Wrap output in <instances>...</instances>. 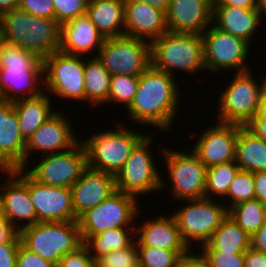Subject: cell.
I'll return each instance as SVG.
<instances>
[{
    "instance_id": "1",
    "label": "cell",
    "mask_w": 266,
    "mask_h": 267,
    "mask_svg": "<svg viewBox=\"0 0 266 267\" xmlns=\"http://www.w3.org/2000/svg\"><path fill=\"white\" fill-rule=\"evenodd\" d=\"M178 83L175 76L150 66L139 76L136 94L126 109L130 121L144 127L152 125L161 132L171 131L175 117L181 113Z\"/></svg>"
},
{
    "instance_id": "2",
    "label": "cell",
    "mask_w": 266,
    "mask_h": 267,
    "mask_svg": "<svg viewBox=\"0 0 266 267\" xmlns=\"http://www.w3.org/2000/svg\"><path fill=\"white\" fill-rule=\"evenodd\" d=\"M1 41L30 51L40 59L60 51L61 24L19 8L0 15Z\"/></svg>"
},
{
    "instance_id": "3",
    "label": "cell",
    "mask_w": 266,
    "mask_h": 267,
    "mask_svg": "<svg viewBox=\"0 0 266 267\" xmlns=\"http://www.w3.org/2000/svg\"><path fill=\"white\" fill-rule=\"evenodd\" d=\"M43 60L0 41V100L14 102L44 93ZM41 87V88H40Z\"/></svg>"
},
{
    "instance_id": "4",
    "label": "cell",
    "mask_w": 266,
    "mask_h": 267,
    "mask_svg": "<svg viewBox=\"0 0 266 267\" xmlns=\"http://www.w3.org/2000/svg\"><path fill=\"white\" fill-rule=\"evenodd\" d=\"M150 46L151 66L157 70L171 76L177 70L184 71L186 75H198L199 71H206L204 40L200 34L167 31L152 40Z\"/></svg>"
},
{
    "instance_id": "5",
    "label": "cell",
    "mask_w": 266,
    "mask_h": 267,
    "mask_svg": "<svg viewBox=\"0 0 266 267\" xmlns=\"http://www.w3.org/2000/svg\"><path fill=\"white\" fill-rule=\"evenodd\" d=\"M119 122L116 128L96 131L85 140H80L86 150L87 166L113 174L124 166L131 151L148 134L136 132Z\"/></svg>"
},
{
    "instance_id": "6",
    "label": "cell",
    "mask_w": 266,
    "mask_h": 267,
    "mask_svg": "<svg viewBox=\"0 0 266 267\" xmlns=\"http://www.w3.org/2000/svg\"><path fill=\"white\" fill-rule=\"evenodd\" d=\"M21 243L55 265L67 253L76 251L83 240L78 220L65 222H37L19 231Z\"/></svg>"
},
{
    "instance_id": "7",
    "label": "cell",
    "mask_w": 266,
    "mask_h": 267,
    "mask_svg": "<svg viewBox=\"0 0 266 267\" xmlns=\"http://www.w3.org/2000/svg\"><path fill=\"white\" fill-rule=\"evenodd\" d=\"M147 134L131 151L124 166L115 175L116 190L139 199L148 192L160 191L167 185L161 175L150 147H153V134Z\"/></svg>"
},
{
    "instance_id": "8",
    "label": "cell",
    "mask_w": 266,
    "mask_h": 267,
    "mask_svg": "<svg viewBox=\"0 0 266 267\" xmlns=\"http://www.w3.org/2000/svg\"><path fill=\"white\" fill-rule=\"evenodd\" d=\"M184 201L187 203L176 208L172 215L185 243L189 248L199 249L228 216V209L222 200L206 197Z\"/></svg>"
},
{
    "instance_id": "9",
    "label": "cell",
    "mask_w": 266,
    "mask_h": 267,
    "mask_svg": "<svg viewBox=\"0 0 266 267\" xmlns=\"http://www.w3.org/2000/svg\"><path fill=\"white\" fill-rule=\"evenodd\" d=\"M235 76L220 92L217 106L218 122L245 126L258 109L259 98L266 87V79L258 83L251 70L235 72Z\"/></svg>"
},
{
    "instance_id": "10",
    "label": "cell",
    "mask_w": 266,
    "mask_h": 267,
    "mask_svg": "<svg viewBox=\"0 0 266 267\" xmlns=\"http://www.w3.org/2000/svg\"><path fill=\"white\" fill-rule=\"evenodd\" d=\"M138 202L136 197L116 190L100 204L88 209L78 218L83 243L109 229L135 227L137 223L134 225L133 221L136 222L134 219L142 212Z\"/></svg>"
},
{
    "instance_id": "11",
    "label": "cell",
    "mask_w": 266,
    "mask_h": 267,
    "mask_svg": "<svg viewBox=\"0 0 266 267\" xmlns=\"http://www.w3.org/2000/svg\"><path fill=\"white\" fill-rule=\"evenodd\" d=\"M84 56L61 51L43 59L44 92L60 99L85 102Z\"/></svg>"
},
{
    "instance_id": "12",
    "label": "cell",
    "mask_w": 266,
    "mask_h": 267,
    "mask_svg": "<svg viewBox=\"0 0 266 267\" xmlns=\"http://www.w3.org/2000/svg\"><path fill=\"white\" fill-rule=\"evenodd\" d=\"M165 148V149H164ZM163 158L168 172V180L172 183L170 193L172 199L187 200L205 197L207 167L190 149V152L164 147ZM185 152V153H184ZM165 154V155H164Z\"/></svg>"
},
{
    "instance_id": "13",
    "label": "cell",
    "mask_w": 266,
    "mask_h": 267,
    "mask_svg": "<svg viewBox=\"0 0 266 267\" xmlns=\"http://www.w3.org/2000/svg\"><path fill=\"white\" fill-rule=\"evenodd\" d=\"M97 58L111 76L139 77L151 66L150 42L125 35L106 38Z\"/></svg>"
},
{
    "instance_id": "14",
    "label": "cell",
    "mask_w": 266,
    "mask_h": 267,
    "mask_svg": "<svg viewBox=\"0 0 266 267\" xmlns=\"http://www.w3.org/2000/svg\"><path fill=\"white\" fill-rule=\"evenodd\" d=\"M204 63L206 72L235 70L237 73L252 70L245 62L251 45L242 38L223 32L211 24L203 33ZM248 65V66H247Z\"/></svg>"
},
{
    "instance_id": "15",
    "label": "cell",
    "mask_w": 266,
    "mask_h": 267,
    "mask_svg": "<svg viewBox=\"0 0 266 267\" xmlns=\"http://www.w3.org/2000/svg\"><path fill=\"white\" fill-rule=\"evenodd\" d=\"M42 161L32 168H23L41 184L71 188L87 167L86 150L79 140L72 148L54 154L43 155Z\"/></svg>"
},
{
    "instance_id": "16",
    "label": "cell",
    "mask_w": 266,
    "mask_h": 267,
    "mask_svg": "<svg viewBox=\"0 0 266 267\" xmlns=\"http://www.w3.org/2000/svg\"><path fill=\"white\" fill-rule=\"evenodd\" d=\"M3 173L6 177L4 175V182L0 184V196L5 220L19 232L38 222L29 195L28 173L23 168L5 170Z\"/></svg>"
},
{
    "instance_id": "17",
    "label": "cell",
    "mask_w": 266,
    "mask_h": 267,
    "mask_svg": "<svg viewBox=\"0 0 266 267\" xmlns=\"http://www.w3.org/2000/svg\"><path fill=\"white\" fill-rule=\"evenodd\" d=\"M61 111H56L48 118L26 142L25 167H29L33 153L54 154L72 148L80 139L73 131L71 120ZM35 151V152H34ZM30 159V160H28Z\"/></svg>"
},
{
    "instance_id": "18",
    "label": "cell",
    "mask_w": 266,
    "mask_h": 267,
    "mask_svg": "<svg viewBox=\"0 0 266 267\" xmlns=\"http://www.w3.org/2000/svg\"><path fill=\"white\" fill-rule=\"evenodd\" d=\"M28 190L38 222L76 221L70 188L44 185L28 174Z\"/></svg>"
},
{
    "instance_id": "19",
    "label": "cell",
    "mask_w": 266,
    "mask_h": 267,
    "mask_svg": "<svg viewBox=\"0 0 266 267\" xmlns=\"http://www.w3.org/2000/svg\"><path fill=\"white\" fill-rule=\"evenodd\" d=\"M203 129L192 151L208 168L235 161L238 124L216 122Z\"/></svg>"
},
{
    "instance_id": "20",
    "label": "cell",
    "mask_w": 266,
    "mask_h": 267,
    "mask_svg": "<svg viewBox=\"0 0 266 267\" xmlns=\"http://www.w3.org/2000/svg\"><path fill=\"white\" fill-rule=\"evenodd\" d=\"M214 0H171L166 12L167 31L200 34L213 23Z\"/></svg>"
},
{
    "instance_id": "21",
    "label": "cell",
    "mask_w": 266,
    "mask_h": 267,
    "mask_svg": "<svg viewBox=\"0 0 266 267\" xmlns=\"http://www.w3.org/2000/svg\"><path fill=\"white\" fill-rule=\"evenodd\" d=\"M70 189L74 213L79 218L116 191L115 176L87 166Z\"/></svg>"
},
{
    "instance_id": "22",
    "label": "cell",
    "mask_w": 266,
    "mask_h": 267,
    "mask_svg": "<svg viewBox=\"0 0 266 267\" xmlns=\"http://www.w3.org/2000/svg\"><path fill=\"white\" fill-rule=\"evenodd\" d=\"M25 148L13 102L0 100V166L4 170L25 168Z\"/></svg>"
},
{
    "instance_id": "23",
    "label": "cell",
    "mask_w": 266,
    "mask_h": 267,
    "mask_svg": "<svg viewBox=\"0 0 266 267\" xmlns=\"http://www.w3.org/2000/svg\"><path fill=\"white\" fill-rule=\"evenodd\" d=\"M167 32L166 13L137 0H125V36L151 42Z\"/></svg>"
},
{
    "instance_id": "24",
    "label": "cell",
    "mask_w": 266,
    "mask_h": 267,
    "mask_svg": "<svg viewBox=\"0 0 266 267\" xmlns=\"http://www.w3.org/2000/svg\"><path fill=\"white\" fill-rule=\"evenodd\" d=\"M104 41L105 38L86 14L61 25V52L89 58L88 54L94 50L97 57Z\"/></svg>"
},
{
    "instance_id": "25",
    "label": "cell",
    "mask_w": 266,
    "mask_h": 267,
    "mask_svg": "<svg viewBox=\"0 0 266 267\" xmlns=\"http://www.w3.org/2000/svg\"><path fill=\"white\" fill-rule=\"evenodd\" d=\"M154 219V220H153ZM135 226L137 246L158 247L165 250H189L177 227L173 215H159L157 218L142 220ZM138 235V236H137Z\"/></svg>"
},
{
    "instance_id": "26",
    "label": "cell",
    "mask_w": 266,
    "mask_h": 267,
    "mask_svg": "<svg viewBox=\"0 0 266 267\" xmlns=\"http://www.w3.org/2000/svg\"><path fill=\"white\" fill-rule=\"evenodd\" d=\"M261 22L258 8L243 9L229 5H213L212 24L223 32L242 38L251 46Z\"/></svg>"
},
{
    "instance_id": "27",
    "label": "cell",
    "mask_w": 266,
    "mask_h": 267,
    "mask_svg": "<svg viewBox=\"0 0 266 267\" xmlns=\"http://www.w3.org/2000/svg\"><path fill=\"white\" fill-rule=\"evenodd\" d=\"M86 15L105 39L125 35V0H90Z\"/></svg>"
},
{
    "instance_id": "28",
    "label": "cell",
    "mask_w": 266,
    "mask_h": 267,
    "mask_svg": "<svg viewBox=\"0 0 266 267\" xmlns=\"http://www.w3.org/2000/svg\"><path fill=\"white\" fill-rule=\"evenodd\" d=\"M52 95L44 92L38 97L19 99L13 102L17 113L20 134L27 142L33 133L57 110L53 106Z\"/></svg>"
},
{
    "instance_id": "29",
    "label": "cell",
    "mask_w": 266,
    "mask_h": 267,
    "mask_svg": "<svg viewBox=\"0 0 266 267\" xmlns=\"http://www.w3.org/2000/svg\"><path fill=\"white\" fill-rule=\"evenodd\" d=\"M235 162L243 171H266V141L246 126L238 125Z\"/></svg>"
},
{
    "instance_id": "30",
    "label": "cell",
    "mask_w": 266,
    "mask_h": 267,
    "mask_svg": "<svg viewBox=\"0 0 266 267\" xmlns=\"http://www.w3.org/2000/svg\"><path fill=\"white\" fill-rule=\"evenodd\" d=\"M250 239L251 236L228 215L214 231L209 241L199 249L201 251L245 253L250 248Z\"/></svg>"
},
{
    "instance_id": "31",
    "label": "cell",
    "mask_w": 266,
    "mask_h": 267,
    "mask_svg": "<svg viewBox=\"0 0 266 267\" xmlns=\"http://www.w3.org/2000/svg\"><path fill=\"white\" fill-rule=\"evenodd\" d=\"M84 78L85 102L92 108L108 104L111 74L94 55L85 59Z\"/></svg>"
},
{
    "instance_id": "32",
    "label": "cell",
    "mask_w": 266,
    "mask_h": 267,
    "mask_svg": "<svg viewBox=\"0 0 266 267\" xmlns=\"http://www.w3.org/2000/svg\"><path fill=\"white\" fill-rule=\"evenodd\" d=\"M135 227H120L100 232L89 237L84 245L88 248L93 260L130 246L135 240Z\"/></svg>"
},
{
    "instance_id": "33",
    "label": "cell",
    "mask_w": 266,
    "mask_h": 267,
    "mask_svg": "<svg viewBox=\"0 0 266 267\" xmlns=\"http://www.w3.org/2000/svg\"><path fill=\"white\" fill-rule=\"evenodd\" d=\"M228 215L251 236L266 221V203L258 199L244 201L231 207Z\"/></svg>"
},
{
    "instance_id": "34",
    "label": "cell",
    "mask_w": 266,
    "mask_h": 267,
    "mask_svg": "<svg viewBox=\"0 0 266 267\" xmlns=\"http://www.w3.org/2000/svg\"><path fill=\"white\" fill-rule=\"evenodd\" d=\"M239 170L235 161L208 167L205 197L218 200L223 197L224 200L229 185Z\"/></svg>"
},
{
    "instance_id": "35",
    "label": "cell",
    "mask_w": 266,
    "mask_h": 267,
    "mask_svg": "<svg viewBox=\"0 0 266 267\" xmlns=\"http://www.w3.org/2000/svg\"><path fill=\"white\" fill-rule=\"evenodd\" d=\"M139 267H177L178 260L188 250H165L158 247L137 246Z\"/></svg>"
},
{
    "instance_id": "36",
    "label": "cell",
    "mask_w": 266,
    "mask_h": 267,
    "mask_svg": "<svg viewBox=\"0 0 266 267\" xmlns=\"http://www.w3.org/2000/svg\"><path fill=\"white\" fill-rule=\"evenodd\" d=\"M224 198L223 202H227L224 204L228 210L238 203L255 199L253 173L239 170L229 185L227 195Z\"/></svg>"
},
{
    "instance_id": "37",
    "label": "cell",
    "mask_w": 266,
    "mask_h": 267,
    "mask_svg": "<svg viewBox=\"0 0 266 267\" xmlns=\"http://www.w3.org/2000/svg\"><path fill=\"white\" fill-rule=\"evenodd\" d=\"M139 77L129 75L111 76L108 104L117 103L127 109L136 94Z\"/></svg>"
},
{
    "instance_id": "38",
    "label": "cell",
    "mask_w": 266,
    "mask_h": 267,
    "mask_svg": "<svg viewBox=\"0 0 266 267\" xmlns=\"http://www.w3.org/2000/svg\"><path fill=\"white\" fill-rule=\"evenodd\" d=\"M95 267H139L138 248L134 241L130 246L111 251L96 259Z\"/></svg>"
},
{
    "instance_id": "39",
    "label": "cell",
    "mask_w": 266,
    "mask_h": 267,
    "mask_svg": "<svg viewBox=\"0 0 266 267\" xmlns=\"http://www.w3.org/2000/svg\"><path fill=\"white\" fill-rule=\"evenodd\" d=\"M54 19L61 25L71 19L86 14L89 0H52Z\"/></svg>"
},
{
    "instance_id": "40",
    "label": "cell",
    "mask_w": 266,
    "mask_h": 267,
    "mask_svg": "<svg viewBox=\"0 0 266 267\" xmlns=\"http://www.w3.org/2000/svg\"><path fill=\"white\" fill-rule=\"evenodd\" d=\"M211 267H244V253L202 251Z\"/></svg>"
},
{
    "instance_id": "41",
    "label": "cell",
    "mask_w": 266,
    "mask_h": 267,
    "mask_svg": "<svg viewBox=\"0 0 266 267\" xmlns=\"http://www.w3.org/2000/svg\"><path fill=\"white\" fill-rule=\"evenodd\" d=\"M32 16L54 19V6L52 0H20L18 7Z\"/></svg>"
},
{
    "instance_id": "42",
    "label": "cell",
    "mask_w": 266,
    "mask_h": 267,
    "mask_svg": "<svg viewBox=\"0 0 266 267\" xmlns=\"http://www.w3.org/2000/svg\"><path fill=\"white\" fill-rule=\"evenodd\" d=\"M57 267H95L88 248L83 244L76 251L67 253Z\"/></svg>"
},
{
    "instance_id": "43",
    "label": "cell",
    "mask_w": 266,
    "mask_h": 267,
    "mask_svg": "<svg viewBox=\"0 0 266 267\" xmlns=\"http://www.w3.org/2000/svg\"><path fill=\"white\" fill-rule=\"evenodd\" d=\"M16 267H57V265L43 259L20 243L17 252Z\"/></svg>"
},
{
    "instance_id": "44",
    "label": "cell",
    "mask_w": 266,
    "mask_h": 267,
    "mask_svg": "<svg viewBox=\"0 0 266 267\" xmlns=\"http://www.w3.org/2000/svg\"><path fill=\"white\" fill-rule=\"evenodd\" d=\"M21 238L19 233L9 242L0 244V267H16Z\"/></svg>"
},
{
    "instance_id": "45",
    "label": "cell",
    "mask_w": 266,
    "mask_h": 267,
    "mask_svg": "<svg viewBox=\"0 0 266 267\" xmlns=\"http://www.w3.org/2000/svg\"><path fill=\"white\" fill-rule=\"evenodd\" d=\"M197 254H194L192 248L186 253H183L177 263V267H211L208 259L199 249Z\"/></svg>"
},
{
    "instance_id": "46",
    "label": "cell",
    "mask_w": 266,
    "mask_h": 267,
    "mask_svg": "<svg viewBox=\"0 0 266 267\" xmlns=\"http://www.w3.org/2000/svg\"><path fill=\"white\" fill-rule=\"evenodd\" d=\"M244 259V267H266V254L251 247L245 251Z\"/></svg>"
},
{
    "instance_id": "47",
    "label": "cell",
    "mask_w": 266,
    "mask_h": 267,
    "mask_svg": "<svg viewBox=\"0 0 266 267\" xmlns=\"http://www.w3.org/2000/svg\"><path fill=\"white\" fill-rule=\"evenodd\" d=\"M245 126L266 141V115H255Z\"/></svg>"
},
{
    "instance_id": "48",
    "label": "cell",
    "mask_w": 266,
    "mask_h": 267,
    "mask_svg": "<svg viewBox=\"0 0 266 267\" xmlns=\"http://www.w3.org/2000/svg\"><path fill=\"white\" fill-rule=\"evenodd\" d=\"M255 199L260 202L266 203V171L253 173Z\"/></svg>"
},
{
    "instance_id": "49",
    "label": "cell",
    "mask_w": 266,
    "mask_h": 267,
    "mask_svg": "<svg viewBox=\"0 0 266 267\" xmlns=\"http://www.w3.org/2000/svg\"><path fill=\"white\" fill-rule=\"evenodd\" d=\"M250 247L266 254V221L251 235Z\"/></svg>"
},
{
    "instance_id": "50",
    "label": "cell",
    "mask_w": 266,
    "mask_h": 267,
    "mask_svg": "<svg viewBox=\"0 0 266 267\" xmlns=\"http://www.w3.org/2000/svg\"><path fill=\"white\" fill-rule=\"evenodd\" d=\"M213 5H229L243 9L258 8V0H214Z\"/></svg>"
},
{
    "instance_id": "51",
    "label": "cell",
    "mask_w": 266,
    "mask_h": 267,
    "mask_svg": "<svg viewBox=\"0 0 266 267\" xmlns=\"http://www.w3.org/2000/svg\"><path fill=\"white\" fill-rule=\"evenodd\" d=\"M19 232L7 221H0V244L11 241Z\"/></svg>"
},
{
    "instance_id": "52",
    "label": "cell",
    "mask_w": 266,
    "mask_h": 267,
    "mask_svg": "<svg viewBox=\"0 0 266 267\" xmlns=\"http://www.w3.org/2000/svg\"><path fill=\"white\" fill-rule=\"evenodd\" d=\"M137 1L150 4L154 8L164 11L165 13L167 12L169 5L171 3V0H137Z\"/></svg>"
},
{
    "instance_id": "53",
    "label": "cell",
    "mask_w": 266,
    "mask_h": 267,
    "mask_svg": "<svg viewBox=\"0 0 266 267\" xmlns=\"http://www.w3.org/2000/svg\"><path fill=\"white\" fill-rule=\"evenodd\" d=\"M19 4L20 0H0V15L6 11L17 9Z\"/></svg>"
},
{
    "instance_id": "54",
    "label": "cell",
    "mask_w": 266,
    "mask_h": 267,
    "mask_svg": "<svg viewBox=\"0 0 266 267\" xmlns=\"http://www.w3.org/2000/svg\"><path fill=\"white\" fill-rule=\"evenodd\" d=\"M256 115H266V87L259 98L258 109Z\"/></svg>"
},
{
    "instance_id": "55",
    "label": "cell",
    "mask_w": 266,
    "mask_h": 267,
    "mask_svg": "<svg viewBox=\"0 0 266 267\" xmlns=\"http://www.w3.org/2000/svg\"><path fill=\"white\" fill-rule=\"evenodd\" d=\"M258 12L261 18L263 15L266 17V0H258Z\"/></svg>"
},
{
    "instance_id": "56",
    "label": "cell",
    "mask_w": 266,
    "mask_h": 267,
    "mask_svg": "<svg viewBox=\"0 0 266 267\" xmlns=\"http://www.w3.org/2000/svg\"><path fill=\"white\" fill-rule=\"evenodd\" d=\"M5 220L4 211H3V202L0 196V221Z\"/></svg>"
},
{
    "instance_id": "57",
    "label": "cell",
    "mask_w": 266,
    "mask_h": 267,
    "mask_svg": "<svg viewBox=\"0 0 266 267\" xmlns=\"http://www.w3.org/2000/svg\"><path fill=\"white\" fill-rule=\"evenodd\" d=\"M2 171V173L5 171L1 166H0V172Z\"/></svg>"
}]
</instances>
